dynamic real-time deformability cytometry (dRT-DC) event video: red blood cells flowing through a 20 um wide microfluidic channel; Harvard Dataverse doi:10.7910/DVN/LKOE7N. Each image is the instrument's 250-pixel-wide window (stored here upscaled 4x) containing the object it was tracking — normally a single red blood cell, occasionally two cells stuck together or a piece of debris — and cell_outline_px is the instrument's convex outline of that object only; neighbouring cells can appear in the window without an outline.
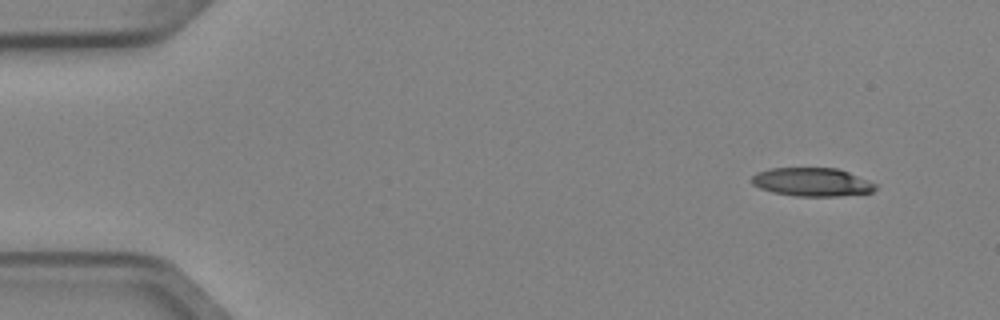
{"species": "Egyptian fruit bat (a non-hibernating species)", "species_latin": "Rousettus aegyptiacus", "temperature_condition": "cold", "stored_images_in_passage": 4, "camera_frame_rate_fps": 3000, "um_per_image_px": 0.085, "animal": {"sex": "female"}, "frame": {"image": 1, "passage_image": 1, "time_ms": 0.0, "image_size_px": [1000, 320], "cell_outline_px": [[876, 188], [872, 192], [840, 196], [796, 196], [772, 192], [760, 188], [752, 184], [752, 176], [756, 172], [768, 168], [836, 168], [848, 172], [868, 180], [876, 184]], "centroid_in_image_um": [69.0, 15.47], "position_along_channel_um": 16.0, "area_um2": 20.52}}
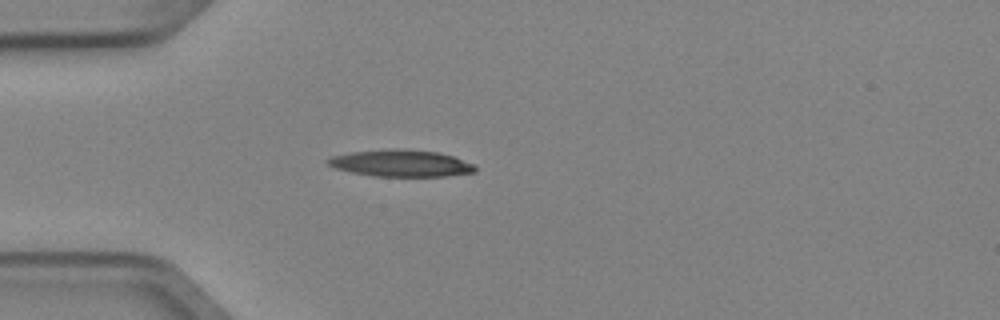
{"frame": {"image": 2, "passage_image": 4, "time_ms": 1.0, "image_size_px": [1000, 320], "cell_outline_px": [[476, 172], [448, 176], [376, 176], [352, 172], [336, 168], [328, 164], [324, 160], [332, 156], [352, 152], [396, 148], [436, 152], [452, 156], [476, 164]], "centroid_in_image_um": [34.11, 13.88], "position_along_channel_um": 50.9, "area_um2": 22.89}}